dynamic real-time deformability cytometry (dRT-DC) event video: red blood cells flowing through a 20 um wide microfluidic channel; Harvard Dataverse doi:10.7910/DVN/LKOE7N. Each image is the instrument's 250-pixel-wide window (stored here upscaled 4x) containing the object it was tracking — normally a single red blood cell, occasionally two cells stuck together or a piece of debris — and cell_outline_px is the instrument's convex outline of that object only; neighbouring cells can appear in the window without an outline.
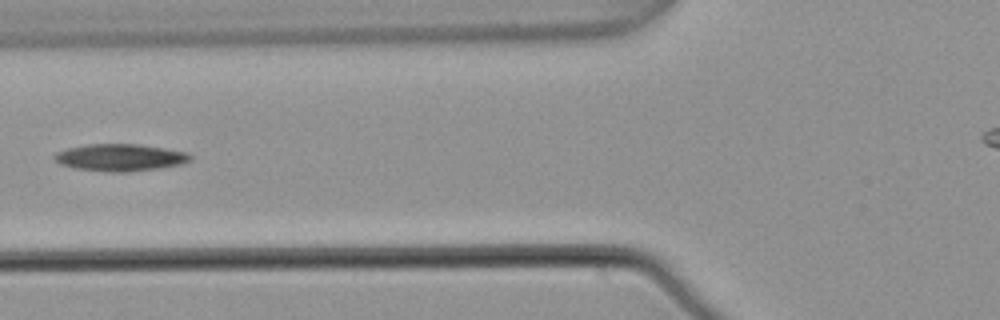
{"species": "common noctule bat (a hibernating species)", "species_latin": "Nyctalus noctula", "temperature_condition": "warm", "stored_images_in_passage": 7, "camera_frame_rate_fps": 3000, "um_per_image_px": 0.085, "animal": {"sex": "male", "body_mass_g": 21.5, "forearm_length_mm": 52.0}, "frame": {"image": 1, "passage_image": 7, "time_ms": 2.0, "image_size_px": [1000, 320], "cell_outline_px": [[192, 160], [184, 164], [160, 168], [128, 172], [108, 172], [76, 168], [60, 164], [52, 156], [56, 152], [68, 148], [88, 144], [136, 144], [164, 148], [188, 152], [192, 156]], "centroid_in_image_um": [10.25, 13.39], "position_along_channel_um": 115.5, "area_um2": 21.56}}